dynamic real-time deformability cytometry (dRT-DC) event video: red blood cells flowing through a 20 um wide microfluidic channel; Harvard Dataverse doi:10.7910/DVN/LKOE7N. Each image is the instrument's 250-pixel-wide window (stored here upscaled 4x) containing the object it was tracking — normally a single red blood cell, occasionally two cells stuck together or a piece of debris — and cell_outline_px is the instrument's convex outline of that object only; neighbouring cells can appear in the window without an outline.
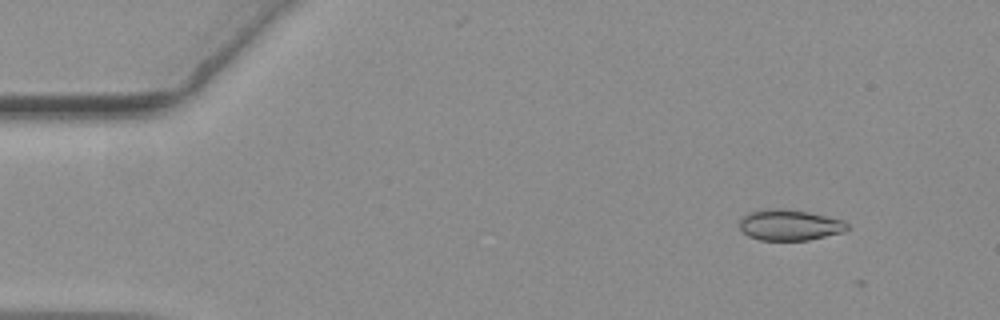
{"species": "common noctule bat (a hibernating species)", "species_latin": "Nyctalus noctula", "temperature_condition": "warm", "stored_images_in_passage": 5, "camera_frame_rate_fps": 3000, "um_per_image_px": 0.085, "animal": {"sex": "female", "body_mass_g": 19.3, "forearm_length_mm": 54.1}, "frame": {"image": 1, "passage_image": 1, "time_ms": 0.0, "image_size_px": [1000, 320], "cell_outline_px": [[848, 228], [844, 232], [808, 240], [760, 240], [748, 236], [740, 228], [740, 220], [748, 212], [768, 208], [780, 208], [808, 212], [844, 220], [848, 224]], "centroid_in_image_um": [67.12, 19.12], "position_along_channel_um": 17.9, "area_um2": 19.36}}